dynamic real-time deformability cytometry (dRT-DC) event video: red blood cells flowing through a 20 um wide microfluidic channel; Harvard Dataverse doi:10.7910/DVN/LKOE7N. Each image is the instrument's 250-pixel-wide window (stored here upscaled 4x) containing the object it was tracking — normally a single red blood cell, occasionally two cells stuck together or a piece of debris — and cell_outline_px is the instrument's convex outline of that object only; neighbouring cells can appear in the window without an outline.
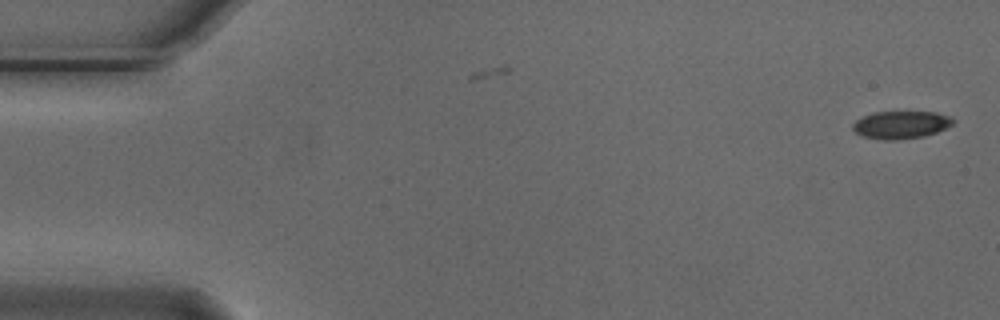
{"species": "Egyptian fruit bat (a non-hibernating species)", "species_latin": "Rousettus aegyptiacus", "temperature_condition": "cold", "stored_images_in_passage": 5, "camera_frame_rate_fps": 3000, "um_per_image_px": 0.085, "animal": {"sex": "male"}, "frame": {"image": 1, "passage_image": 1, "time_ms": 0.0, "image_size_px": [1000, 320], "cell_outline_px": [[956, 120], [952, 124], [936, 132], [924, 136], [896, 140], [884, 140], [864, 136], [856, 132], [852, 128], [852, 124], [856, 120], [872, 112], [936, 112], [952, 116]], "centroid_in_image_um": [76.6, 10.6], "position_along_channel_um": 8.4, "area_um2": 16.13}}